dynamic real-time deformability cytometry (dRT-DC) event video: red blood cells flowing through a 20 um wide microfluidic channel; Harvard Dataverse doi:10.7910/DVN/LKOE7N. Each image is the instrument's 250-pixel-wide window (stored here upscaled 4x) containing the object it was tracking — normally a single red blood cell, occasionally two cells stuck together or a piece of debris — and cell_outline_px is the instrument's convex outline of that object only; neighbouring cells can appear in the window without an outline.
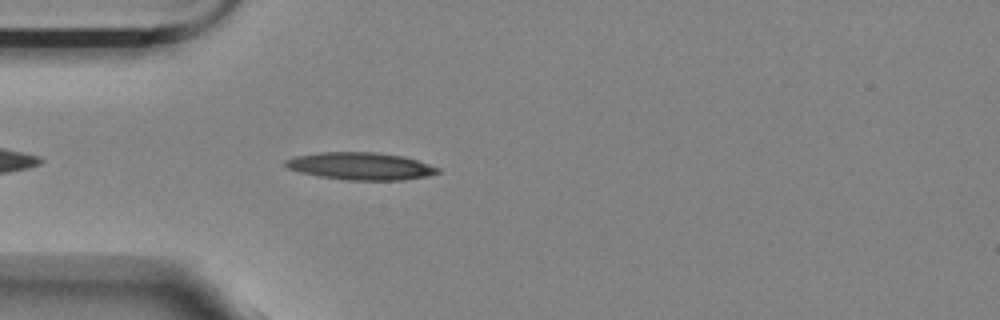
{"species": "Egyptian fruit bat (a non-hibernating species)", "species_latin": "Rousettus aegyptiacus", "temperature_condition": "room temperature", "stored_images_in_passage": 32, "camera_frame_rate_fps": 3000, "um_per_image_px": 0.085, "animal": {"sex": "female"}, "frame": {"image": 1, "passage_image": 4, "time_ms": 1.0, "image_size_px": [1000, 320], "cell_outline_px": [[440, 172], [428, 176], [404, 180], [348, 180], [320, 176], [300, 172], [288, 168], [284, 164], [284, 160], [296, 156], [320, 152], [376, 152], [404, 156], [440, 168]], "centroid_in_image_um": [30.67, 14.12], "position_along_channel_um": 54.3, "area_um2": 24.28}}
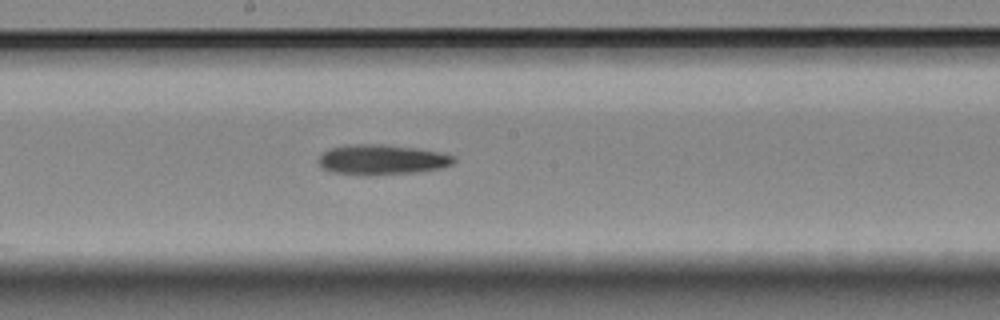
{"frame": {"image": 2, "passage_image": 18, "time_ms": 5.667, "image_size_px": [1000, 320], "cell_outline_px": [[456, 160], [452, 164], [440, 168], [412, 172], [332, 172], [324, 168], [320, 164], [320, 156], [328, 148], [348, 144], [384, 144], [416, 148], [436, 152], [452, 156]], "centroid_in_image_um": [32.46, 13.51], "position_along_channel_um": 215.7, "area_um2": 22.37}}
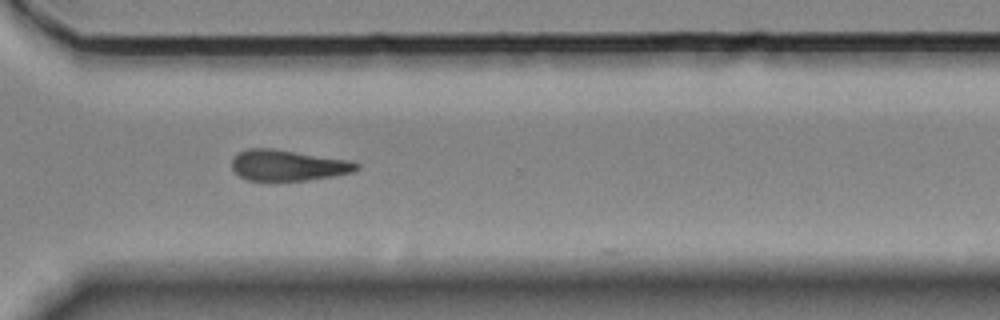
{"frame": {"image": 3, "passage_image": 29, "time_ms": 9.333, "image_size_px": [1000, 320], "cell_outline_px": [[360, 168], [352, 172], [332, 176], [304, 180], [248, 180], [240, 176], [232, 168], [232, 160], [240, 152], [248, 148], [272, 148], [348, 160], [360, 164]], "centroid_in_image_um": [24.48, 14.04], "position_along_channel_um": 346.1, "area_um2": 22.08}}